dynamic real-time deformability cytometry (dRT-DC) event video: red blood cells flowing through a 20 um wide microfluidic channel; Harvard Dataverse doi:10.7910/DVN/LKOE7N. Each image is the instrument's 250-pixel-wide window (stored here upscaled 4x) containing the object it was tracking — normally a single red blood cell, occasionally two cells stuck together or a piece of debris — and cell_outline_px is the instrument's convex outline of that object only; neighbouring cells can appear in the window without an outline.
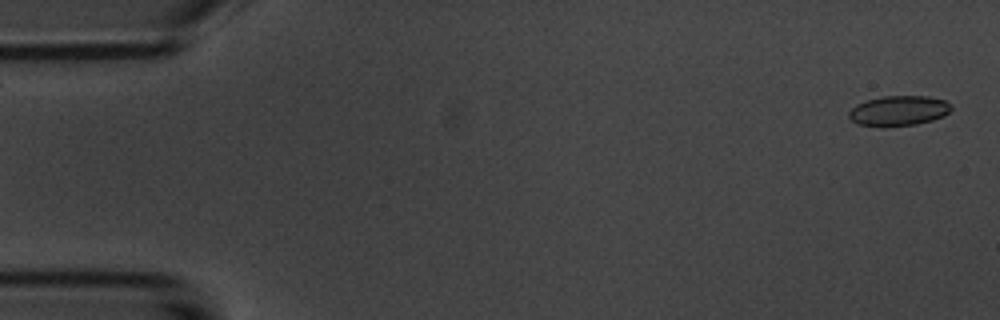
{"species": "common noctule bat (a hibernating species)", "species_latin": "Nyctalus noctula", "temperature_condition": "room temperature", "stored_images_in_passage": 2, "camera_frame_rate_fps": 3000, "um_per_image_px": 0.085, "animal": {"sex": "male", "body_mass_g": 20.1, "forearm_length_mm": 53.5}, "frame": {"image": 1, "passage_image": 2, "time_ms": 1.333, "image_size_px": [1000, 320], "cell_outline_px": [[952, 108], [944, 116], [932, 120], [916, 124], [884, 128], [856, 124], [848, 116], [848, 112], [856, 104], [880, 96], [928, 96], [944, 100]], "centroid_in_image_um": [76.34, 9.43], "position_along_channel_um": 8.7, "area_um2": 18.15}}